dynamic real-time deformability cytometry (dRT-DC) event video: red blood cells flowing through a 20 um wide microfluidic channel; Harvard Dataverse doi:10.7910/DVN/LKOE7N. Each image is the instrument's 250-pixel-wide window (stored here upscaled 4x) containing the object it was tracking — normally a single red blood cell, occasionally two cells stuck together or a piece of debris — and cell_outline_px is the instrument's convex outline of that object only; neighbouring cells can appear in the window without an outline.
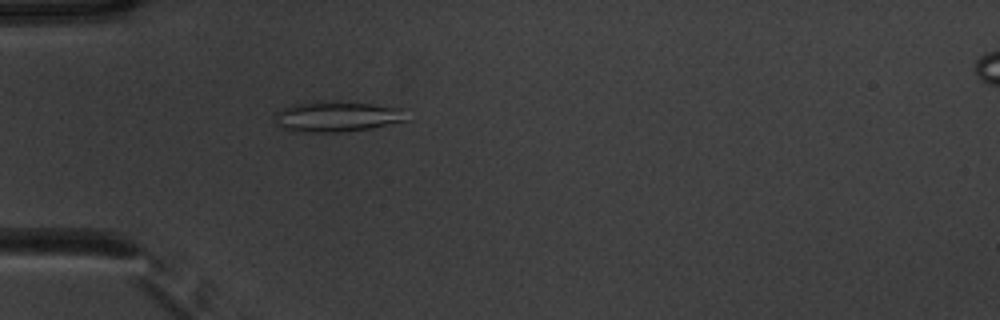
{"species": "common noctule bat (a hibernating species)", "species_latin": "Nyctalus noctula", "temperature_condition": "warm", "stored_images_in_passage": 38, "camera_frame_rate_fps": 3000, "um_per_image_px": 0.085, "animal": {"sex": "male", "body_mass_g": 20.1, "forearm_length_mm": 53.5}, "frame": {"image": 1, "passage_image": 2, "time_ms": 0.333, "image_size_px": [1000, 320], "cell_outline_px": [[408, 120], [372, 128], [340, 132], [312, 132], [284, 128], [276, 124], [272, 116], [276, 112], [284, 108], [296, 104], [372, 104], [400, 108]], "centroid_in_image_um": [28.65, 9.96], "position_along_channel_um": 56.4, "area_um2": 22.08}}
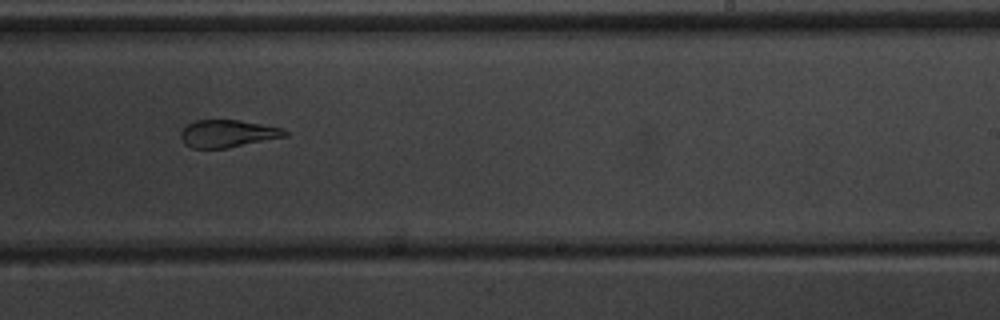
{"frame": {"image": 2, "passage_image": 19, "time_ms": 6.0, "image_size_px": [1000, 320], "cell_outline_px": [[288, 136], [228, 148], [192, 148], [184, 144], [180, 136], [180, 132], [188, 124], [196, 120], [240, 120], [280, 128], [288, 132]], "centroid_in_image_um": [19.33, 11.36], "position_along_channel_um": 269.7, "area_um2": 16.59}}
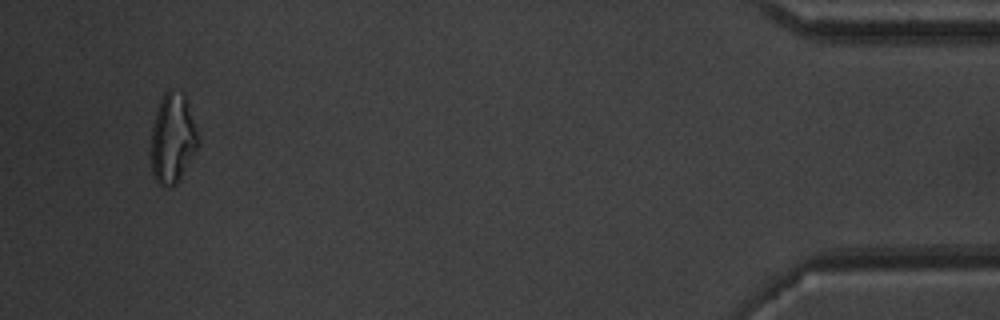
{"frame": {"image": 3, "passage_image": 36, "time_ms": 11.667, "image_size_px": [1000, 320], "cell_outline_px": [[200, 144], [180, 180], [176, 184], [156, 184], [152, 176], [148, 156], [152, 124], [160, 100], [164, 92], [168, 88], [172, 88], [184, 92], [200, 140]], "centroid_in_image_um": [14.64, 11.77], "position_along_channel_um": 420.6, "area_um2": 25.61}, "authors_computed_cell_mechanics": {"area_um2": 18.5249, "velocity_mm_per_s": 3.9044, "shape_relaxation_time_tau1_ms": null, "shape_relaxation_time_tau2_ms": 1.9023, "deformation_change_tau1": null, "deformation_change_tau2": 0.0983}}